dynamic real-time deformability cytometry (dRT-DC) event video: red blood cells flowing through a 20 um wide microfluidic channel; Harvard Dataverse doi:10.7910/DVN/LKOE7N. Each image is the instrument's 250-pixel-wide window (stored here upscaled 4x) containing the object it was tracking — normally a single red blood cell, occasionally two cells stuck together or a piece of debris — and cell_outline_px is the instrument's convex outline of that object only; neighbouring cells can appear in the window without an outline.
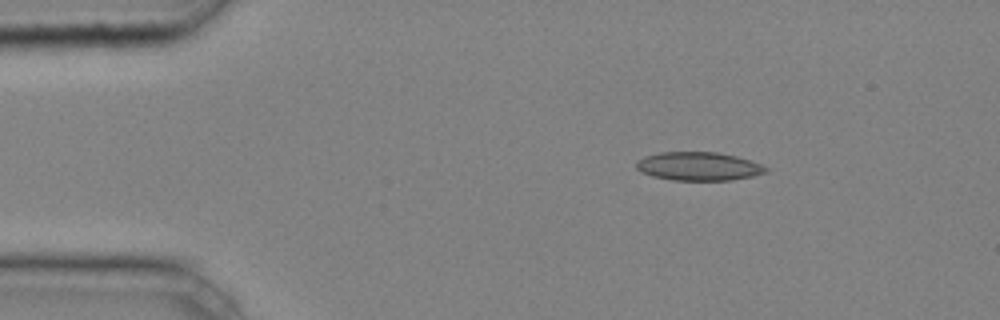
{"species": "common noctule bat (a hibernating species)", "species_latin": "Nyctalus noctula", "temperature_condition": "cold", "stored_images_in_passage": 6, "camera_frame_rate_fps": 3000, "um_per_image_px": 0.085, "animal": {"sex": "male", "body_mass_g": 20.4}, "frame": {"image": 1, "passage_image": 1, "time_ms": 0.0, "image_size_px": [1000, 320], "cell_outline_px": [[768, 172], [752, 176], [732, 180], [672, 180], [652, 176], [640, 172], [636, 168], [636, 160], [644, 156], [660, 152], [716, 152], [736, 156], [760, 164], [768, 168]], "centroid_in_image_um": [59.34, 14.13], "position_along_channel_um": 25.7, "area_um2": 21.56}}
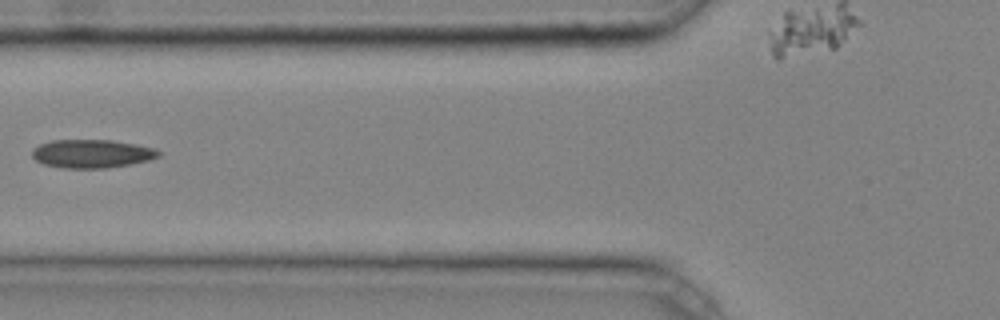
{"frame": {"image": 2, "passage_image": 4, "time_ms": 1.0, "image_size_px": [1000, 320], "cell_outline_px": [[160, 156], [148, 160], [128, 164], [104, 168], [64, 168], [44, 164], [36, 160], [32, 156], [32, 148], [40, 144], [52, 140], [112, 140], [136, 144], [156, 148], [160, 152]], "centroid_in_image_um": [7.8, 13.05], "position_along_channel_um": 118.0, "area_um2": 20.87}}
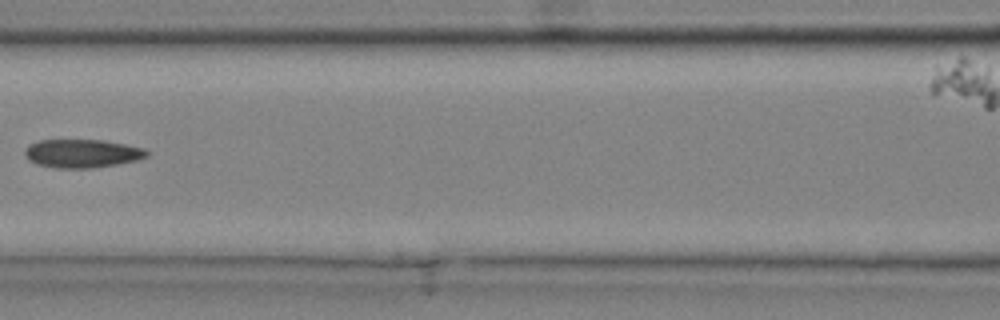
{"frame": {"image": 3, "passage_image": 5, "time_ms": 1.333, "image_size_px": [1000, 320], "cell_outline_px": [[148, 156], [140, 160], [92, 168], [56, 168], [36, 164], [28, 160], [24, 152], [24, 148], [28, 144], [40, 140], [104, 140], [144, 148], [148, 152]], "centroid_in_image_um": [6.96, 13.04], "position_along_channel_um": 159.6, "area_um2": 20.35}}